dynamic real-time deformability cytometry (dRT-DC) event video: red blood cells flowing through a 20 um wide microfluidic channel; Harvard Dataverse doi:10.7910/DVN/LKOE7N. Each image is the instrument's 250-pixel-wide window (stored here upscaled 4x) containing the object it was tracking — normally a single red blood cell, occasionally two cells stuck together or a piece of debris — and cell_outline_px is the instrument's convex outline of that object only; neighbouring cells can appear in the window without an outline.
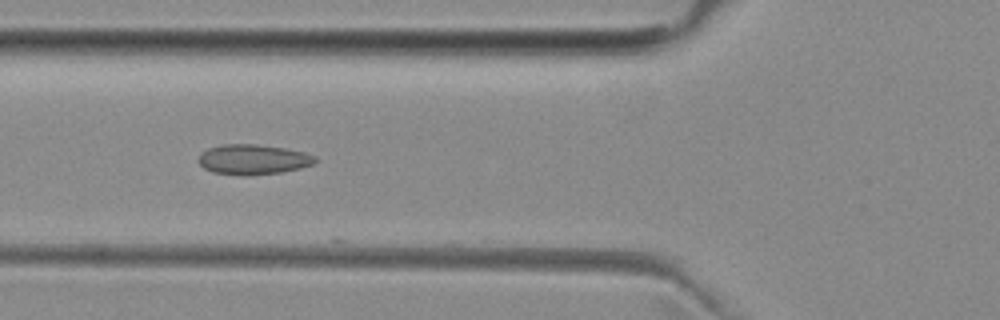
{"species": "common noctule bat (a hibernating species)", "species_latin": "Nyctalus noctula", "temperature_condition": "room temperature", "stored_images_in_passage": 5, "camera_frame_rate_fps": 3000, "um_per_image_px": 0.085, "animal": {"sex": "female", "body_mass_g": 29.2, "forearm_length_mm": 56.3}, "frame": {"image": 1, "passage_image": 5, "time_ms": 4.333, "image_size_px": [1000, 320], "cell_outline_px": [[316, 160], [312, 164], [300, 168], [280, 172], [248, 176], [244, 176], [212, 172], [204, 168], [196, 160], [208, 148], [224, 144], [256, 144], [284, 148], [304, 152], [316, 156]], "centroid_in_image_um": [21.5, 13.56], "position_along_channel_um": 104.3, "area_um2": 20.4}}